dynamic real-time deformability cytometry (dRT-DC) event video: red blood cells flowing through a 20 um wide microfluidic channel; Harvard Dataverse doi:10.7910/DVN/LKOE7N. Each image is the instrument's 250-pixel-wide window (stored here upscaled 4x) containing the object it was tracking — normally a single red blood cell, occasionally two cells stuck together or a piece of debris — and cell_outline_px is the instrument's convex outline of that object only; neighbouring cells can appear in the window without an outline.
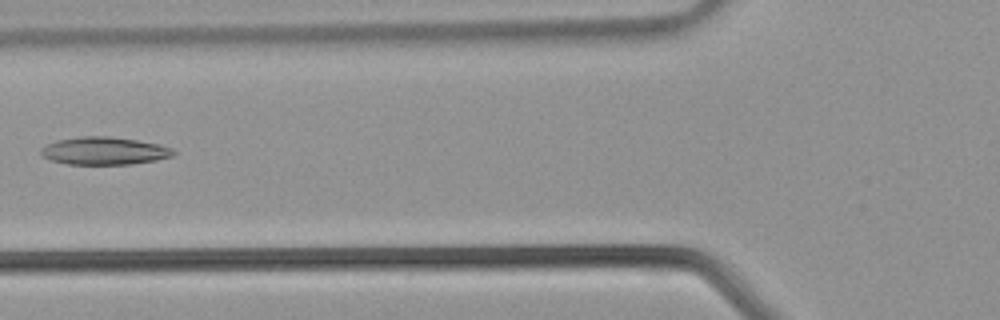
{"species": "common noctule bat (a hibernating species)", "species_latin": "Nyctalus noctula", "temperature_condition": "warm", "stored_images_in_passage": 29, "camera_frame_rate_fps": 3000, "um_per_image_px": 0.085, "animal": {"sex": "male", "body_mass_g": 21.5, "forearm_length_mm": 52.0}, "frame": {"image": 1, "passage_image": 7, "time_ms": 2.0, "image_size_px": [1000, 320], "cell_outline_px": [[176, 152], [172, 156], [156, 160], [132, 164], [68, 164], [52, 160], [44, 156], [40, 152], [40, 148], [56, 140], [80, 136], [108, 136], [136, 140], [160, 144], [172, 148]], "centroid_in_image_um": [8.87, 12.82], "position_along_channel_um": 116.9, "area_um2": 21.33}}
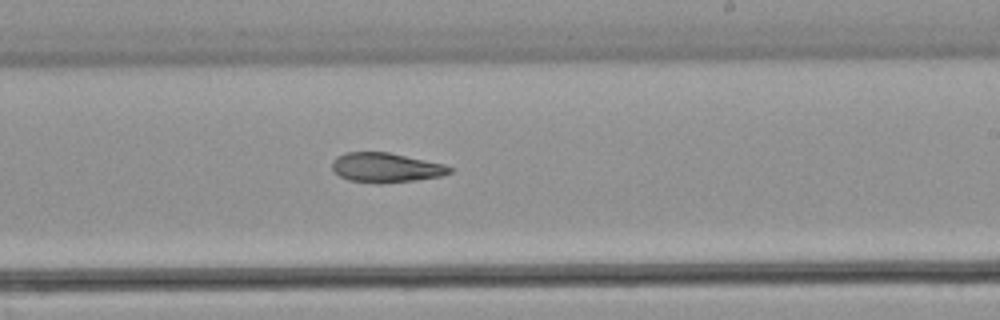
{"frame": {"image": 2, "passage_image": 15, "time_ms": 4.667, "image_size_px": [1000, 320], "cell_outline_px": [[456, 168], [452, 172], [440, 176], [416, 180], [380, 184], [348, 180], [340, 176], [332, 168], [332, 160], [336, 156], [348, 152], [388, 152], [444, 164]], "centroid_in_image_um": [32.81, 14.25], "position_along_channel_um": 256.2, "area_um2": 20.35}}
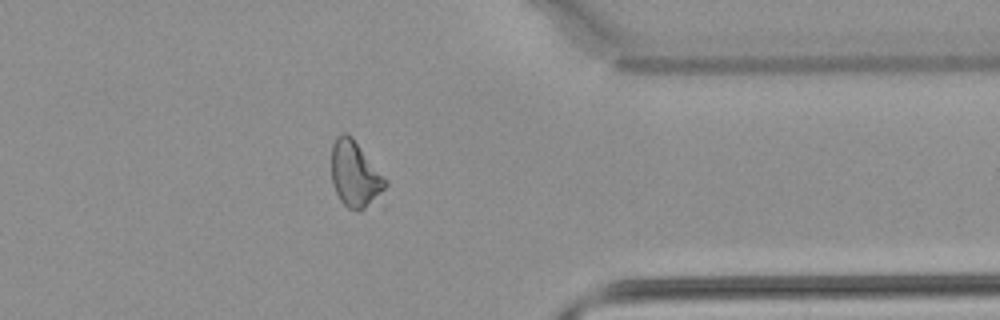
{"frame": {"image": 3, "passage_image": 23, "time_ms": 7.333, "image_size_px": [1000, 320], "cell_outline_px": [[388, 184], [384, 208], [356, 212], [348, 208], [340, 200], [332, 184], [332, 144], [336, 136], [344, 132], [352, 136], [388, 180]], "centroid_in_image_um": [30.32, 14.97], "position_along_channel_um": 381.1, "area_um2": 22.54}}